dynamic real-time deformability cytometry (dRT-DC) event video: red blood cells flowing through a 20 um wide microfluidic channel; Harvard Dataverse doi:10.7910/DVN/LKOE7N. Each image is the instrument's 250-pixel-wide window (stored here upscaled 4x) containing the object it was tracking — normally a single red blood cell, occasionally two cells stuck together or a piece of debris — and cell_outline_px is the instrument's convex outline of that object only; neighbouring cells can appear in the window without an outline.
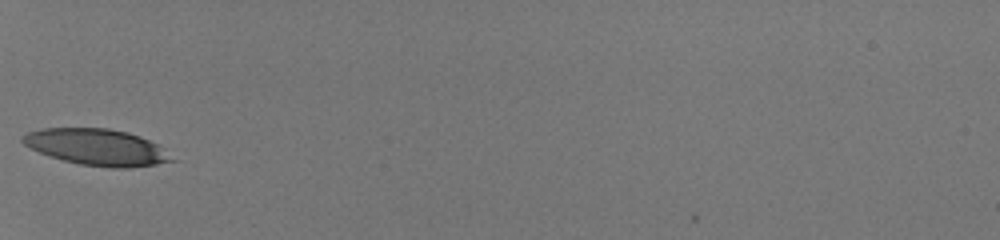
{"species": "human", "species_latin": "Homo sapiens", "temperature_condition": "room temperature", "stored_images_in_passage": 29, "camera_frame_rate_fps": 3000, "um_per_image_px": 0.085, "donor": {"sex": "male"}, "frame": {"image": 1, "passage_image": 1, "time_ms": 0.0, "image_size_px": [1000, 240], "cell_outline_px": [[180, 160], [156, 164], [128, 168], [112, 168], [80, 164], [64, 160], [40, 152], [24, 144], [20, 140], [20, 136], [28, 132], [40, 128], [108, 128], [128, 132], [140, 136], [156, 144]], "centroid_in_image_um": [8.26, 12.5], "position_along_channel_um": 76.7, "area_um2": 31.62}}
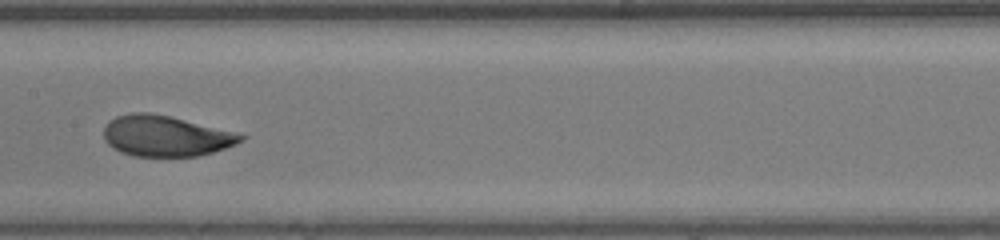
{"frame": {"image": 2, "passage_image": 10, "time_ms": 3.0, "image_size_px": [1000, 240], "cell_outline_px": [[248, 136], [244, 140], [236, 144], [200, 156], [132, 156], [120, 152], [112, 148], [104, 140], [104, 128], [108, 120], [116, 116], [132, 112], [148, 112], [172, 116]], "centroid_in_image_um": [14.04, 11.55], "position_along_channel_um": 193.4, "area_um2": 32.71}}
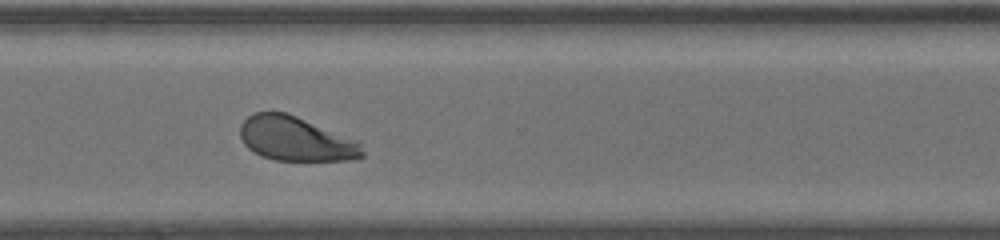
{"frame": {"image": 3, "passage_image": 21, "time_ms": 6.667, "image_size_px": [1000, 240], "cell_outline_px": [[364, 156], [348, 160], [276, 160], [260, 156], [252, 152], [240, 140], [240, 124], [252, 112], [288, 112], [360, 140], [364, 152]], "centroid_in_image_um": [25.15, 11.79], "position_along_channel_um": 345.4, "area_um2": 32.19}, "authors_computed_cell_mechanics": {"area_um2": 32.8304, "velocity_mm_per_s": 4.1418, "shape_relaxation_time_tau1_ms": 2.0148, "shape_relaxation_time_tau2_ms": null, "deformation_change_tau1": 0.1308, "deformation_change_tau2": null}}